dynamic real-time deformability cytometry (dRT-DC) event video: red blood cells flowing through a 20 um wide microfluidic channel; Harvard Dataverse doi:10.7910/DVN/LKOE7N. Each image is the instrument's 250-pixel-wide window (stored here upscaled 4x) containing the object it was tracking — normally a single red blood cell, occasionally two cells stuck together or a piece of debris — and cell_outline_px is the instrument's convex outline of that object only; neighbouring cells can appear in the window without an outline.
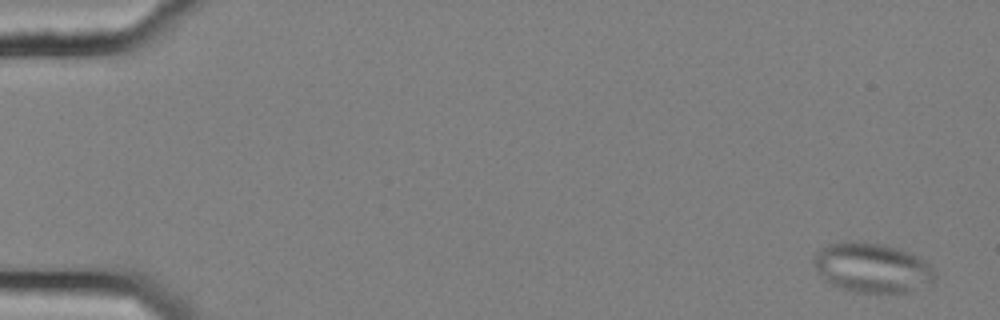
{"species": "common noctule bat (a hibernating species)", "species_latin": "Nyctalus noctula", "temperature_condition": "cold", "stored_images_in_passage": 58, "segment_of_instrument_passage": [1, 2], "camera_frame_rate_fps": 3000, "um_per_image_px": 0.085, "animal": {"sex": "female", "body_mass_g": 25.1}, "frame": {"image": 1, "passage_image": 3, "time_ms": 0.667, "image_size_px": [1000, 320], "cell_outline_px": [[936, 276], [932, 284], [908, 292], [852, 292], [840, 288], [824, 280], [812, 264], [812, 260], [816, 252], [820, 248], [828, 244], [844, 240], [848, 240], [880, 244], [896, 248], [908, 252], [924, 260], [936, 272]], "centroid_in_image_um": [74.1, 22.76], "position_along_channel_um": 10.9, "area_um2": 35.26}}
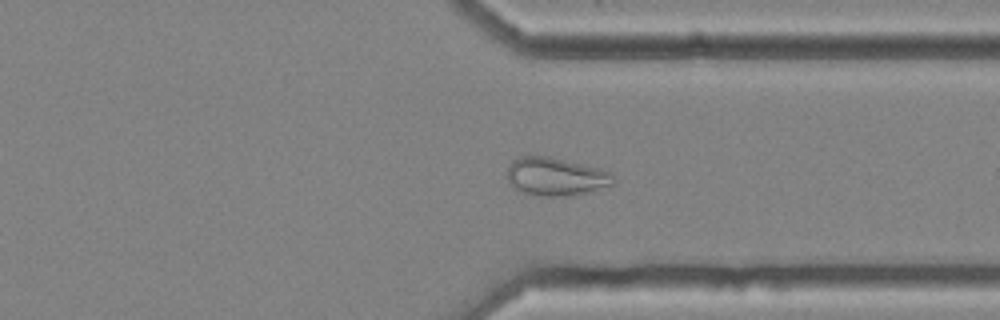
{"frame": {"image": 2, "passage_image": 44, "time_ms": 14.333, "image_size_px": [1000, 320], "cell_outline_px": [[616, 180], [612, 184], [588, 192], [568, 196], [544, 196], [520, 192], [508, 180], [508, 164], [512, 160], [520, 156], [548, 156], [600, 168], [612, 172]], "centroid_in_image_um": [47.25, 15.0], "position_along_channel_um": 364.1, "area_um2": 23.58}}